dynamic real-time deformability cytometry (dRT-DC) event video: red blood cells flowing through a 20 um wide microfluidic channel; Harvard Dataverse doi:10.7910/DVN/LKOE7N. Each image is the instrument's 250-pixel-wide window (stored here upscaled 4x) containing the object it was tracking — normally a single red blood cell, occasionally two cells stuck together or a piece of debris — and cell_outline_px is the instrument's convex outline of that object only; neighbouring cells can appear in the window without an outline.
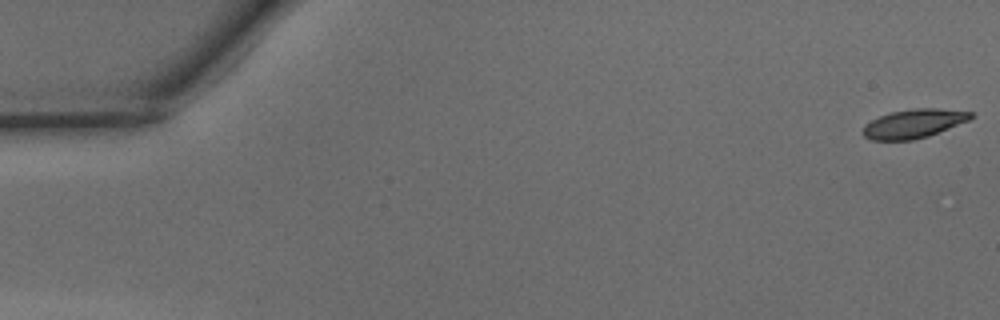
{"species": "common noctule bat (a hibernating species)", "species_latin": "Nyctalus noctula", "temperature_condition": "warm", "stored_images_in_passage": 12, "camera_frame_rate_fps": 3000, "um_per_image_px": 0.085, "animal": {"sex": "male", "body_mass_g": 15.6}, "frame": {"image": 1, "passage_image": 1, "time_ms": 0.0, "image_size_px": [1000, 320], "cell_outline_px": [[976, 116], [968, 120], [928, 136], [912, 140], [872, 140], [864, 136], [860, 132], [864, 124], [880, 116], [892, 112], [912, 108], [936, 108], [972, 112]], "centroid_in_image_um": [77.63, 10.5], "position_along_channel_um": 7.4, "area_um2": 18.09}}